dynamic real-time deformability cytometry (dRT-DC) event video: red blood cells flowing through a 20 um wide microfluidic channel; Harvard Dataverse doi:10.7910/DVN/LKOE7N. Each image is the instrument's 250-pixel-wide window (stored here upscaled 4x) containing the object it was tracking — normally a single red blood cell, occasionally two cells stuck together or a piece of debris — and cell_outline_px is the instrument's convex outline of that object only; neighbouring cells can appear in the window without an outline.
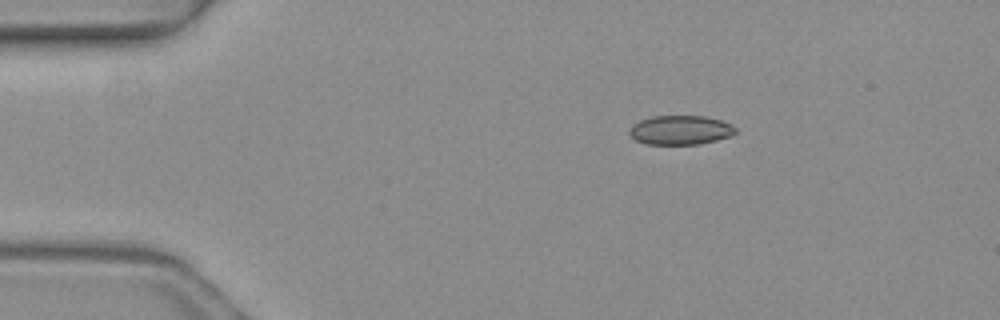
{"species": "common noctule bat (a hibernating species)", "species_latin": "Nyctalus noctula", "temperature_condition": "warm", "stored_images_in_passage": 2, "camera_frame_rate_fps": 3000, "um_per_image_px": 0.085, "animal": {"sex": "female", "body_mass_g": 19.3, "forearm_length_mm": 54.1}, "frame": {"image": 1, "passage_image": 1, "time_ms": 0.0, "image_size_px": [1000, 320], "cell_outline_px": [[736, 132], [732, 136], [700, 144], [648, 144], [636, 140], [628, 132], [632, 124], [640, 120], [652, 116], [704, 116], [720, 120], [732, 124], [736, 128]], "centroid_in_image_um": [57.85, 11.05], "position_along_channel_um": 27.2, "area_um2": 18.09}}